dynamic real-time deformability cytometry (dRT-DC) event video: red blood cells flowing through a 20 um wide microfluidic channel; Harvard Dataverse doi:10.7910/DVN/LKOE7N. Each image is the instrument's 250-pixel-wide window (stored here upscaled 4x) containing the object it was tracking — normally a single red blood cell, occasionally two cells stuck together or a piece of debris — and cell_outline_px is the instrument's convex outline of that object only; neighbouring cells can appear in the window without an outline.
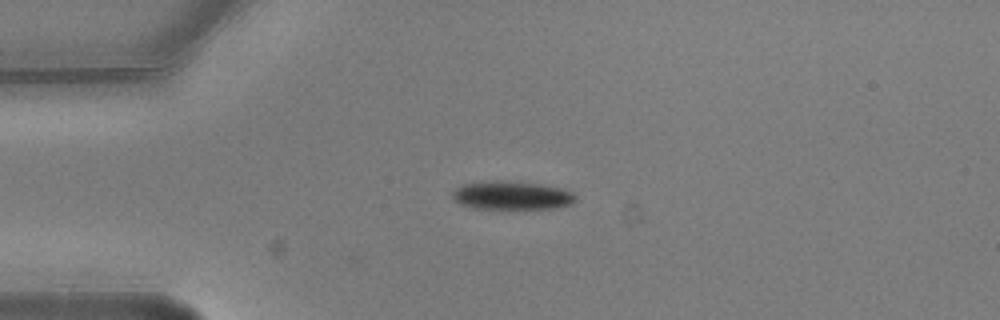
{"species": "common noctule bat (a hibernating species)", "species_latin": "Nyctalus noctula", "temperature_condition": "warm", "stored_images_in_passage": 2, "camera_frame_rate_fps": 3000, "um_per_image_px": 0.085, "animal": {"sex": "male", "body_mass_g": 20.5, "forearm_length_mm": 52.5}, "frame": {"image": 1, "passage_image": 1, "time_ms": 0.0, "image_size_px": [1000, 320], "cell_outline_px": [[576, 200], [572, 204], [556, 208], [472, 208], [460, 204], [452, 200], [452, 192], [460, 184], [492, 180], [504, 180], [540, 184], [560, 188], [572, 192], [576, 196]], "centroid_in_image_um": [43.46, 16.6], "position_along_channel_um": 41.5, "area_um2": 20.58}}